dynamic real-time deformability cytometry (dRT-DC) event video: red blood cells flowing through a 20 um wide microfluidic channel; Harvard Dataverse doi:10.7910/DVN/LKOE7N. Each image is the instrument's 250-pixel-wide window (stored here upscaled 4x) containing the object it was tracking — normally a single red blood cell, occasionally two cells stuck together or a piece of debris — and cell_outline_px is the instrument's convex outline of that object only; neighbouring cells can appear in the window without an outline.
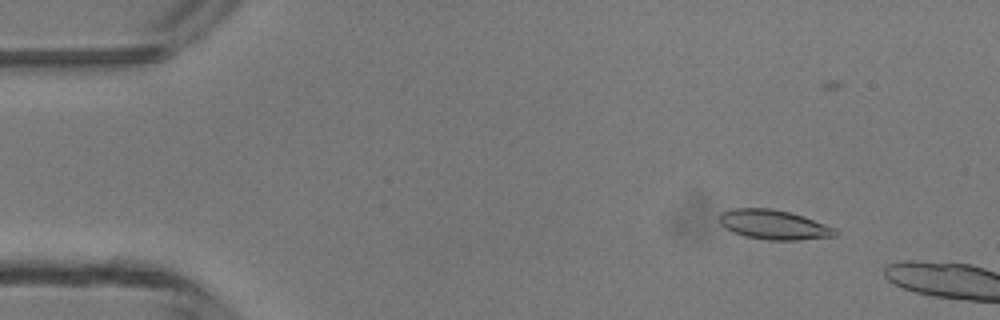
{"species": "common noctule bat (a hibernating species)", "species_latin": "Nyctalus noctula", "temperature_condition": "room temperature", "stored_images_in_passage": 3, "camera_frame_rate_fps": 3000, "um_per_image_px": 0.085, "animal": {"sex": "male", "body_mass_g": 13.3}, "frame": {"image": 1, "passage_image": 2, "time_ms": 2.0, "image_size_px": [1000, 320], "cell_outline_px": [[840, 232], [836, 236], [796, 240], [768, 240], [744, 236], [732, 232], [720, 224], [720, 216], [724, 212], [732, 208], [772, 208], [788, 212], [836, 228]], "centroid_in_image_um": [65.77, 19.11], "position_along_channel_um": 19.2, "area_um2": 19.77}}